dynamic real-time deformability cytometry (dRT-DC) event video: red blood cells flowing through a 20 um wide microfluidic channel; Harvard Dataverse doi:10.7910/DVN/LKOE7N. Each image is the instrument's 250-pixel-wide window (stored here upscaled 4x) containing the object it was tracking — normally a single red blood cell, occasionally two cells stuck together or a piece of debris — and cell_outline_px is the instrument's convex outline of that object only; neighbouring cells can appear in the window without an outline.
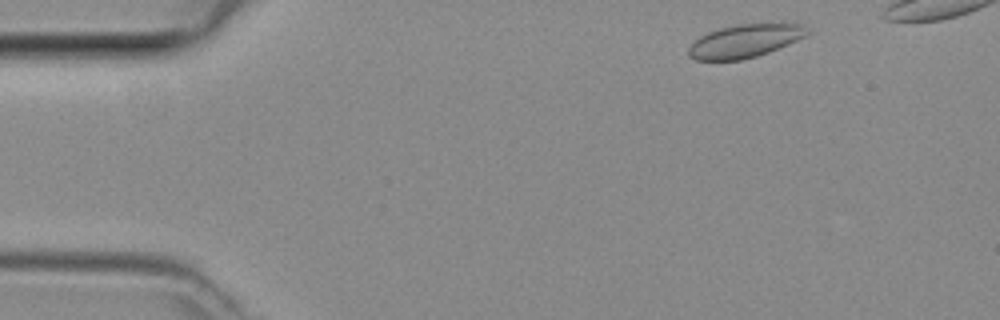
{"species": "common noctule bat (a hibernating species)", "species_latin": "Nyctalus noctula", "temperature_condition": "room temperature", "stored_images_in_passage": 3, "camera_frame_rate_fps": 3000, "um_per_image_px": 0.085, "animal": {"sex": "female", "body_mass_g": 29.2, "forearm_length_mm": 56.3}, "frame": {"image": 1, "passage_image": 1, "time_ms": 0.0, "image_size_px": [1000, 320], "cell_outline_px": [[812, 32], [808, 36], [768, 52], [756, 56], [740, 60], [696, 60], [688, 56], [688, 48], [700, 36], [708, 32], [720, 28], [736, 24], [804, 24]], "centroid_in_image_um": [63.34, 3.48], "position_along_channel_um": 21.7, "area_um2": 22.89}}